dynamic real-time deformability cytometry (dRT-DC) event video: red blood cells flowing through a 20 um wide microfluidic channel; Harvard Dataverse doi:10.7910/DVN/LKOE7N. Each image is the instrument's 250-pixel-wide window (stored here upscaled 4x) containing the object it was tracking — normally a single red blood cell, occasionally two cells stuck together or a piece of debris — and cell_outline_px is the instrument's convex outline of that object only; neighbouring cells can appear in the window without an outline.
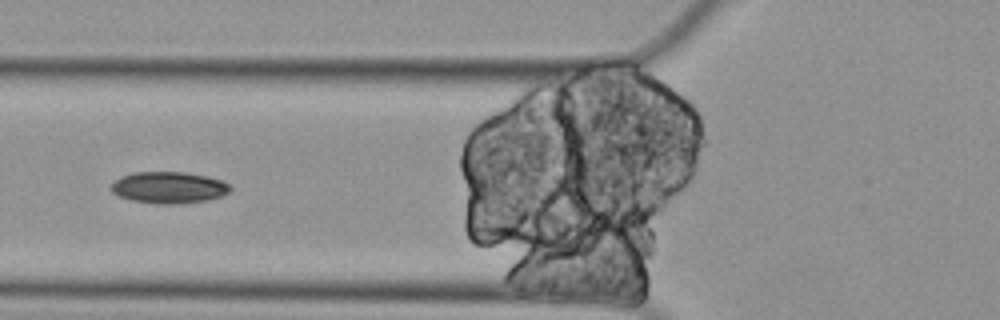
{"species": "Egyptian fruit bat (a non-hibernating species)", "species_latin": "Rousettus aegyptiacus", "temperature_condition": "cold", "stored_images_in_passage": 9, "camera_frame_rate_fps": 3000, "um_per_image_px": 0.085, "animal": {"sex": "female"}, "frame": {"image": 1, "passage_image": 3, "time_ms": 0.667, "image_size_px": [1000, 320], "cell_outline_px": [[232, 188], [228, 192], [220, 196], [208, 200], [180, 204], [156, 204], [132, 200], [120, 196], [112, 192], [112, 184], [120, 176], [132, 172], [184, 172], [208, 176], [220, 180], [228, 184]], "centroid_in_image_um": [14.35, 15.94], "position_along_channel_um": 111.5, "area_um2": 21.91}}
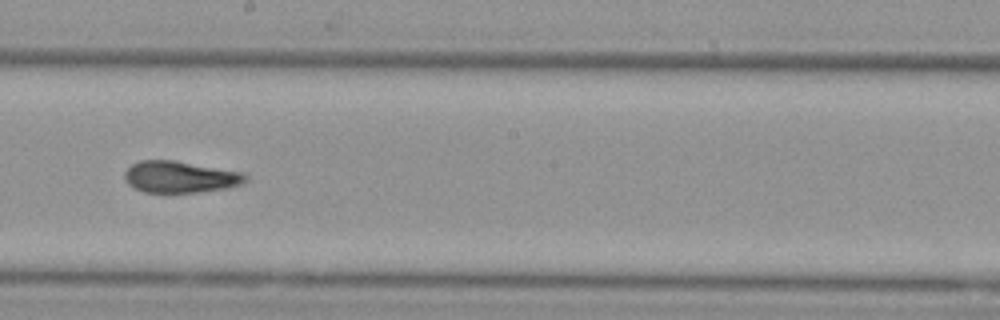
{"frame": {"image": 2, "passage_image": 6, "time_ms": 1.667, "image_size_px": [1000, 320], "cell_outline_px": [[248, 180], [240, 184], [228, 188], [196, 192], [144, 192], [128, 184], [124, 176], [124, 172], [132, 164], [140, 160], [172, 160], [244, 172], [248, 176]], "centroid_in_image_um": [15.33, 15.03], "position_along_channel_um": 232.9, "area_um2": 22.2}}
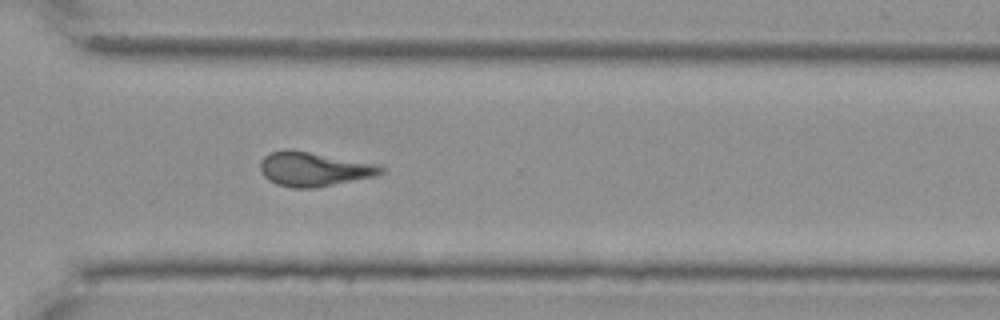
{"frame": {"image": 3, "passage_image": 9, "time_ms": 2.667, "image_size_px": [1000, 320], "cell_outline_px": [[388, 168], [384, 172], [376, 176], [316, 188], [292, 188], [276, 184], [268, 180], [260, 172], [260, 160], [264, 156], [272, 152], [308, 152], [380, 164]], "centroid_in_image_um": [26.75, 14.41], "position_along_channel_um": 343.9, "area_um2": 23.87}}